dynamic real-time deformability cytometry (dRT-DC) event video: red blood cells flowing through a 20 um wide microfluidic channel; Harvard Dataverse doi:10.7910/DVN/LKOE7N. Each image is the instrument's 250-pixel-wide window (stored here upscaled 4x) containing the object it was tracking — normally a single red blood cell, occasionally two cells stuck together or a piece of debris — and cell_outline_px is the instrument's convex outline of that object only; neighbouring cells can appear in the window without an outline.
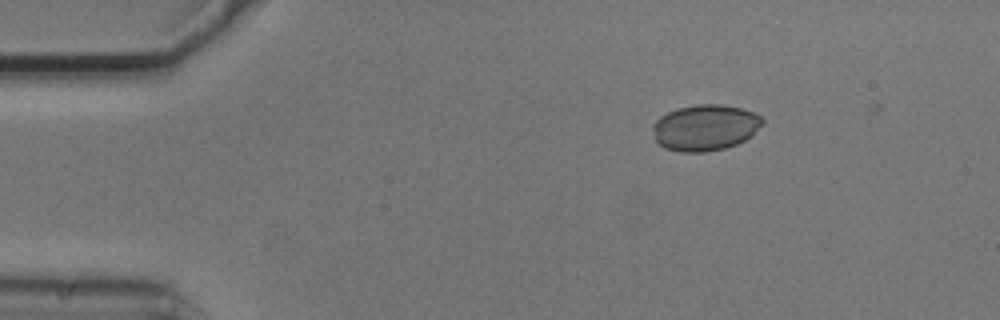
{"species": "common noctule bat (a hibernating species)", "species_latin": "Nyctalus noctula", "temperature_condition": "cold", "stored_images_in_passage": 5, "segment_of_instrument_passage": [2, 2], "camera_frame_rate_fps": 3000, "um_per_image_px": 0.085, "animal": {"sex": "male", "body_mass_g": 20.5, "forearm_length_mm": 52.5}, "frame": {"image": 1, "passage_image": 5, "time_ms": 1.333, "image_size_px": [1000, 320], "cell_outline_px": [[764, 120], [744, 140], [736, 144], [724, 148], [704, 152], [680, 152], [664, 148], [656, 144], [652, 128], [652, 124], [660, 116], [676, 108], [696, 104], [724, 104], [740, 108], [752, 112], [760, 116]], "centroid_in_image_um": [59.85, 10.84], "position_along_channel_um": 25.2, "area_um2": 29.36}}